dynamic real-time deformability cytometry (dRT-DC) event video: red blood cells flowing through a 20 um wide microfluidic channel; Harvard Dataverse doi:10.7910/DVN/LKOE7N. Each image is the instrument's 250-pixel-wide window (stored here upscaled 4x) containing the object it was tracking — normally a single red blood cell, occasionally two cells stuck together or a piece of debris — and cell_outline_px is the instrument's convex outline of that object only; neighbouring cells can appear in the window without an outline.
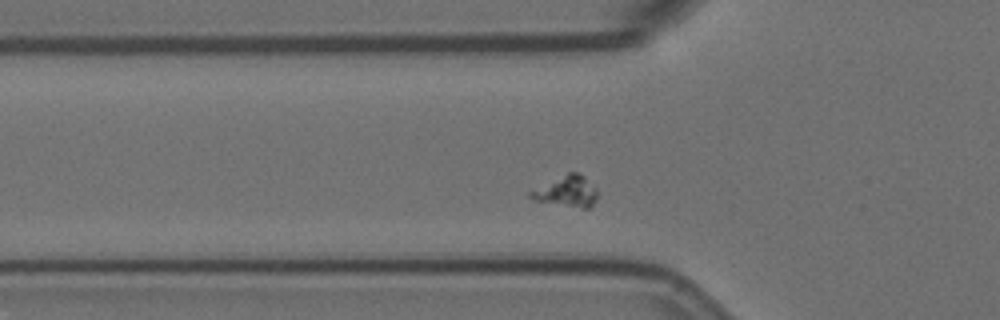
{"species": "Egyptian fruit bat (a non-hibernating species)", "species_latin": "Rousettus aegyptiacus", "temperature_condition": "room temperature", "stored_images_in_passage": 49, "segment_of_instrument_passage": [1, 2], "camera_frame_rate_fps": 3000, "um_per_image_px": 0.085, "animal": {"sex": "female"}, "frame": {"image": 1, "passage_image": 8, "time_ms": 2.333, "image_size_px": [1000, 320], "cell_outline_px": [[596, 200], [588, 208], [584, 208], [536, 200], [528, 196], [528, 192], [568, 172], [580, 172], [596, 188]], "centroid_in_image_um": [48.19, 16.24], "position_along_channel_um": 77.6, "area_um2": 11.68}}
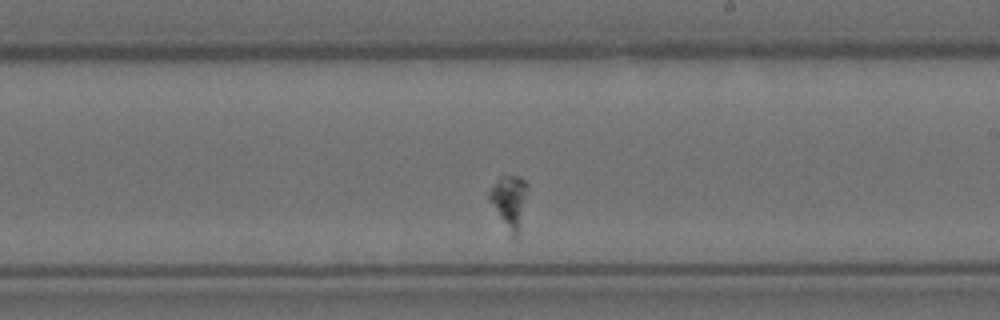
{"frame": {"image": 2, "passage_image": 23, "time_ms": 7.333, "image_size_px": [1000, 320], "cell_outline_px": [[528, 184], [520, 232], [516, 240], [512, 236], [488, 200], [488, 192], [500, 176], [520, 176]], "centroid_in_image_um": [43.3, 17.14], "position_along_channel_um": 245.7, "area_um2": 11.73}}
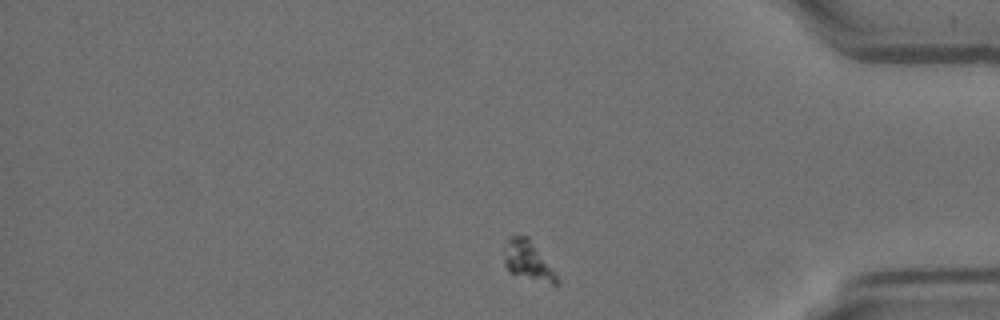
{"frame": {"image": 3, "passage_image": 38, "time_ms": 12.333, "image_size_px": [1000, 320], "cell_outline_px": [[556, 284], [552, 284], [508, 272], [504, 264], [504, 244], [508, 236], [528, 236], [556, 276]], "centroid_in_image_um": [44.76, 22.1], "position_along_channel_um": 390.4, "area_um2": 11.5}}